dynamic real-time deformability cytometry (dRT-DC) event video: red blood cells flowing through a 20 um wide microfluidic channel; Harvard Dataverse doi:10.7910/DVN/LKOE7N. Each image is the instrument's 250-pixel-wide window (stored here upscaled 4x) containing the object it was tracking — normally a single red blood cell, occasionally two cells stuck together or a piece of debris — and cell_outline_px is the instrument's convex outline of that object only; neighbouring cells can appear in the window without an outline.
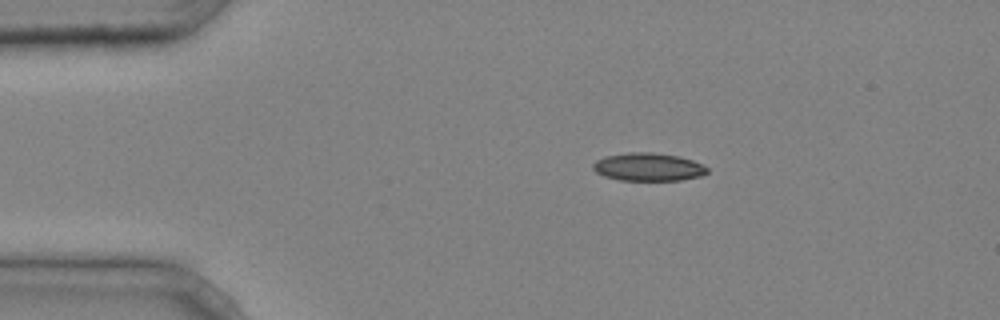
{"species": "common noctule bat (a hibernating species)", "species_latin": "Nyctalus noctula", "temperature_condition": "cold", "stored_images_in_passage": 2, "camera_frame_rate_fps": 3000, "um_per_image_px": 0.085, "animal": {"sex": "male", "body_mass_g": 20.4}, "frame": {"image": 1, "passage_image": 1, "time_ms": 0.0, "image_size_px": [1000, 320], "cell_outline_px": [[708, 172], [700, 176], [680, 180], [620, 180], [604, 176], [596, 172], [592, 168], [592, 164], [596, 160], [604, 156], [628, 152], [652, 152], [680, 156], [692, 160], [708, 168]], "centroid_in_image_um": [55.07, 14.18], "position_along_channel_um": 29.9, "area_um2": 18.67}}